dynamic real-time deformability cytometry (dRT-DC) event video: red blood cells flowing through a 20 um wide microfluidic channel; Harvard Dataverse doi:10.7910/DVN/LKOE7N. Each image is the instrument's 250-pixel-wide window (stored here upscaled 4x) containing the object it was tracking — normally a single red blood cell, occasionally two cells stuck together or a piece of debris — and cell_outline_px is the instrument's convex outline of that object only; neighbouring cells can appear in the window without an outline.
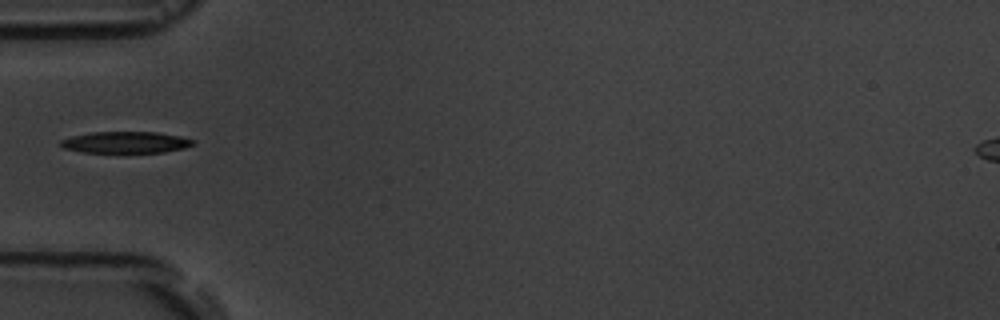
{"species": "common noctule bat (a hibernating species)", "species_latin": "Nyctalus noctula", "temperature_condition": "room temperature", "stored_images_in_passage": 2, "camera_frame_rate_fps": 3000, "um_per_image_px": 0.085, "animal": {"sex": "male", "body_mass_g": 19.5, "forearm_length_mm": 54.6}, "frame": {"image": 1, "passage_image": 2, "time_ms": 1.0, "image_size_px": [1000, 320], "cell_outline_px": [[196, 144], [184, 148], [164, 152], [80, 152], [64, 148], [60, 144], [60, 140], [72, 136], [92, 132], [156, 132], [180, 136], [196, 140]], "centroid_in_image_um": [10.71, 12.09], "position_along_channel_um": 74.3, "area_um2": 16.59}}